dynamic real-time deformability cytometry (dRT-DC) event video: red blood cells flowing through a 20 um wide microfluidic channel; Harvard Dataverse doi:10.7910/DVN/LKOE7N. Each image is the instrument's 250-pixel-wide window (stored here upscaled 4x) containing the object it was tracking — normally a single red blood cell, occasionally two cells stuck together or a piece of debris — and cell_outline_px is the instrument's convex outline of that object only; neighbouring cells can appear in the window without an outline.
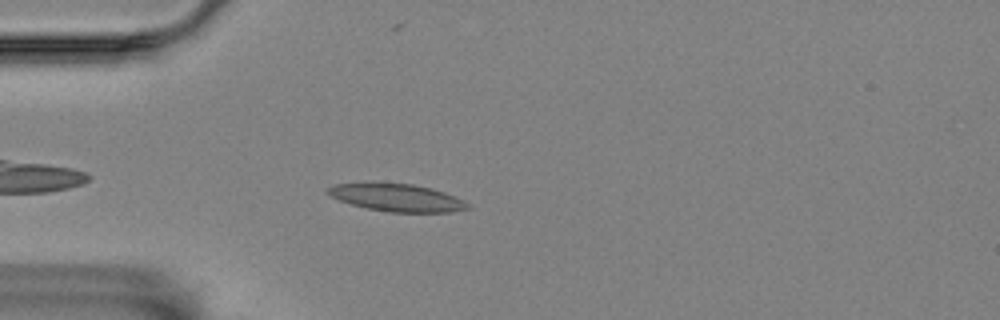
{"species": "Egyptian fruit bat (a non-hibernating species)", "species_latin": "Rousettus aegyptiacus", "temperature_condition": "room temperature", "stored_images_in_passage": 5, "camera_frame_rate_fps": 3000, "um_per_image_px": 0.085, "animal": {"sex": "female"}, "frame": {"image": 1, "passage_image": 5, "time_ms": 1.333, "image_size_px": [1000, 320], "cell_outline_px": [[472, 208], [452, 212], [388, 212], [368, 208], [352, 204], [340, 200], [324, 192], [332, 184], [412, 184], [432, 188], [444, 192], [464, 200], [472, 204]], "centroid_in_image_um": [33.82, 16.82], "position_along_channel_um": 51.2, "area_um2": 22.14}}